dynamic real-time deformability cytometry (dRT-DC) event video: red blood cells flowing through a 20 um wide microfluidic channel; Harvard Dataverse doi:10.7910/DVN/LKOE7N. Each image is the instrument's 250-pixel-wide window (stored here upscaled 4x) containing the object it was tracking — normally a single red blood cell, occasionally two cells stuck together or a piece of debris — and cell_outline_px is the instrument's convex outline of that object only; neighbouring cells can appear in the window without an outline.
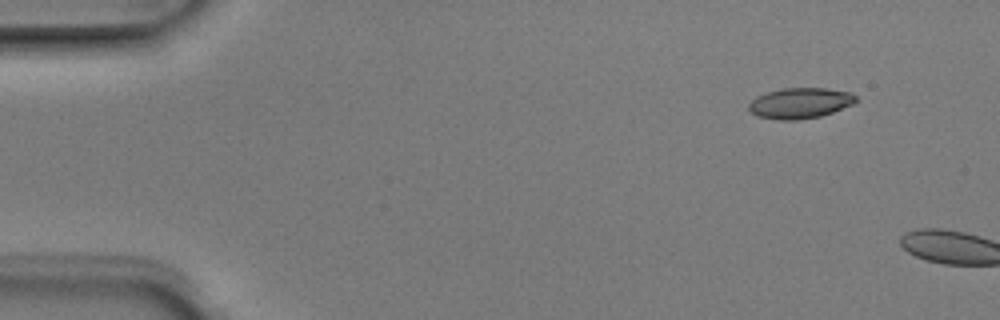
{"species": "Egyptian fruit bat (a non-hibernating species)", "species_latin": "Rousettus aegyptiacus", "temperature_condition": "room temperature", "stored_images_in_passage": 2, "camera_frame_rate_fps": 3000, "um_per_image_px": 0.085, "animal": {"sex": "male"}, "frame": {"image": 1, "passage_image": 1, "time_ms": 0.0, "image_size_px": [1000, 320], "cell_outline_px": [[856, 100], [852, 104], [832, 112], [820, 116], [796, 120], [776, 120], [756, 116], [748, 108], [748, 104], [756, 96], [780, 88], [828, 88], [852, 92], [856, 96]], "centroid_in_image_um": [67.98, 8.76], "position_along_channel_um": 17.0, "area_um2": 19.19}}